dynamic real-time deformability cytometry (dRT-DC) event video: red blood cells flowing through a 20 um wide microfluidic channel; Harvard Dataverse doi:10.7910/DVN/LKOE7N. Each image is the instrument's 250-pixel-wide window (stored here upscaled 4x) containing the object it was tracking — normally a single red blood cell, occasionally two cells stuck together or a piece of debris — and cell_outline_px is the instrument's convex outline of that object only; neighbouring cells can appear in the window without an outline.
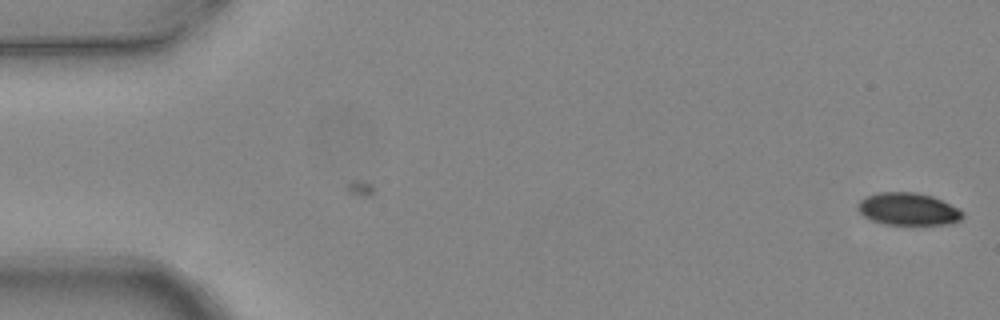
{"species": "common noctule bat (a hibernating species)", "species_latin": "Nyctalus noctula", "temperature_condition": "warm", "stored_images_in_passage": 5, "camera_frame_rate_fps": 3000, "um_per_image_px": 0.085, "animal": {"sex": "female", "body_mass_g": 24.6, "forearm_length_mm": 56.2}, "frame": {"image": 1, "passage_image": 1, "time_ms": 0.0, "image_size_px": [1000, 320], "cell_outline_px": [[964, 216], [960, 220], [948, 224], [884, 224], [872, 220], [864, 216], [856, 208], [856, 204], [860, 200], [868, 196], [880, 192], [916, 192], [932, 196], [964, 212]], "centroid_in_image_um": [77.16, 17.77], "position_along_channel_um": 7.8, "area_um2": 19.59}}
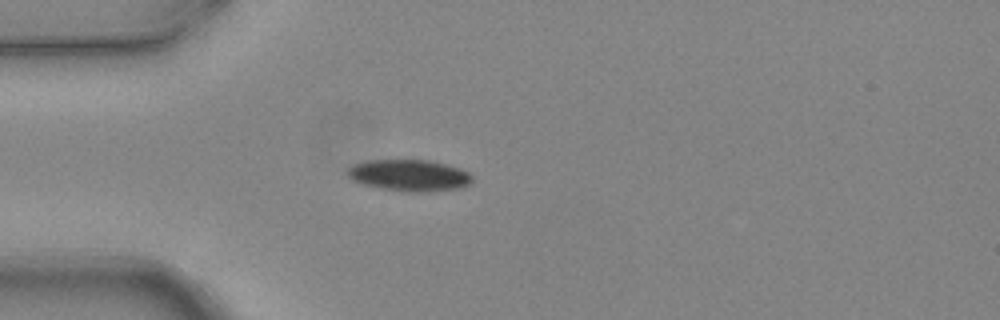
{"frame": {"image": 2, "passage_image": 5, "time_ms": 1.333, "image_size_px": [1000, 320], "cell_outline_px": [[472, 180], [468, 184], [460, 188], [420, 192], [408, 192], [380, 188], [364, 184], [352, 180], [348, 176], [348, 168], [352, 164], [368, 160], [428, 160], [460, 168], [468, 172], [472, 176]], "centroid_in_image_um": [34.77, 14.9], "position_along_channel_um": 50.2, "area_um2": 22.77}}